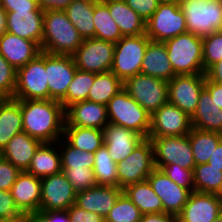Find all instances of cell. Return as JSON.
Returning <instances> with one entry per match:
<instances>
[{
  "label": "cell",
  "instance_id": "cell-1",
  "mask_svg": "<svg viewBox=\"0 0 222 222\" xmlns=\"http://www.w3.org/2000/svg\"><path fill=\"white\" fill-rule=\"evenodd\" d=\"M23 131L42 143L63 137L65 109L56 100H20Z\"/></svg>",
  "mask_w": 222,
  "mask_h": 222
},
{
  "label": "cell",
  "instance_id": "cell-2",
  "mask_svg": "<svg viewBox=\"0 0 222 222\" xmlns=\"http://www.w3.org/2000/svg\"><path fill=\"white\" fill-rule=\"evenodd\" d=\"M83 40L65 11L44 12L41 51L53 55L72 56Z\"/></svg>",
  "mask_w": 222,
  "mask_h": 222
},
{
  "label": "cell",
  "instance_id": "cell-3",
  "mask_svg": "<svg viewBox=\"0 0 222 222\" xmlns=\"http://www.w3.org/2000/svg\"><path fill=\"white\" fill-rule=\"evenodd\" d=\"M164 43L176 75L206 73L203 69L202 37L186 32Z\"/></svg>",
  "mask_w": 222,
  "mask_h": 222
},
{
  "label": "cell",
  "instance_id": "cell-4",
  "mask_svg": "<svg viewBox=\"0 0 222 222\" xmlns=\"http://www.w3.org/2000/svg\"><path fill=\"white\" fill-rule=\"evenodd\" d=\"M187 32L204 37L222 28V0H180Z\"/></svg>",
  "mask_w": 222,
  "mask_h": 222
},
{
  "label": "cell",
  "instance_id": "cell-5",
  "mask_svg": "<svg viewBox=\"0 0 222 222\" xmlns=\"http://www.w3.org/2000/svg\"><path fill=\"white\" fill-rule=\"evenodd\" d=\"M109 123L122 126L148 138L151 115L122 89L106 105Z\"/></svg>",
  "mask_w": 222,
  "mask_h": 222
},
{
  "label": "cell",
  "instance_id": "cell-6",
  "mask_svg": "<svg viewBox=\"0 0 222 222\" xmlns=\"http://www.w3.org/2000/svg\"><path fill=\"white\" fill-rule=\"evenodd\" d=\"M15 100H49L45 52L16 70Z\"/></svg>",
  "mask_w": 222,
  "mask_h": 222
},
{
  "label": "cell",
  "instance_id": "cell-7",
  "mask_svg": "<svg viewBox=\"0 0 222 222\" xmlns=\"http://www.w3.org/2000/svg\"><path fill=\"white\" fill-rule=\"evenodd\" d=\"M151 39L146 34L123 36L115 43L111 72L122 82L141 73L146 47Z\"/></svg>",
  "mask_w": 222,
  "mask_h": 222
},
{
  "label": "cell",
  "instance_id": "cell-8",
  "mask_svg": "<svg viewBox=\"0 0 222 222\" xmlns=\"http://www.w3.org/2000/svg\"><path fill=\"white\" fill-rule=\"evenodd\" d=\"M123 89L150 115L168 103V82L138 73L123 82Z\"/></svg>",
  "mask_w": 222,
  "mask_h": 222
},
{
  "label": "cell",
  "instance_id": "cell-9",
  "mask_svg": "<svg viewBox=\"0 0 222 222\" xmlns=\"http://www.w3.org/2000/svg\"><path fill=\"white\" fill-rule=\"evenodd\" d=\"M154 169L153 146L147 138L125 160L117 163L118 187L125 189L131 184L145 181Z\"/></svg>",
  "mask_w": 222,
  "mask_h": 222
},
{
  "label": "cell",
  "instance_id": "cell-10",
  "mask_svg": "<svg viewBox=\"0 0 222 222\" xmlns=\"http://www.w3.org/2000/svg\"><path fill=\"white\" fill-rule=\"evenodd\" d=\"M186 32L185 16L179 3L158 4L157 10L146 21L145 34L153 41L165 42Z\"/></svg>",
  "mask_w": 222,
  "mask_h": 222
},
{
  "label": "cell",
  "instance_id": "cell-11",
  "mask_svg": "<svg viewBox=\"0 0 222 222\" xmlns=\"http://www.w3.org/2000/svg\"><path fill=\"white\" fill-rule=\"evenodd\" d=\"M114 50V42L87 38L72 56L77 69L97 74L111 70Z\"/></svg>",
  "mask_w": 222,
  "mask_h": 222
},
{
  "label": "cell",
  "instance_id": "cell-12",
  "mask_svg": "<svg viewBox=\"0 0 222 222\" xmlns=\"http://www.w3.org/2000/svg\"><path fill=\"white\" fill-rule=\"evenodd\" d=\"M148 139L153 146L155 166L179 164L182 168L194 169L196 164L188 135Z\"/></svg>",
  "mask_w": 222,
  "mask_h": 222
},
{
  "label": "cell",
  "instance_id": "cell-13",
  "mask_svg": "<svg viewBox=\"0 0 222 222\" xmlns=\"http://www.w3.org/2000/svg\"><path fill=\"white\" fill-rule=\"evenodd\" d=\"M206 74L175 75L168 81V102L192 117L196 111Z\"/></svg>",
  "mask_w": 222,
  "mask_h": 222
},
{
  "label": "cell",
  "instance_id": "cell-14",
  "mask_svg": "<svg viewBox=\"0 0 222 222\" xmlns=\"http://www.w3.org/2000/svg\"><path fill=\"white\" fill-rule=\"evenodd\" d=\"M76 193L63 172L43 177L40 211L68 210L76 202Z\"/></svg>",
  "mask_w": 222,
  "mask_h": 222
},
{
  "label": "cell",
  "instance_id": "cell-15",
  "mask_svg": "<svg viewBox=\"0 0 222 222\" xmlns=\"http://www.w3.org/2000/svg\"><path fill=\"white\" fill-rule=\"evenodd\" d=\"M191 129V117L168 102L151 115L148 138L188 135Z\"/></svg>",
  "mask_w": 222,
  "mask_h": 222
},
{
  "label": "cell",
  "instance_id": "cell-16",
  "mask_svg": "<svg viewBox=\"0 0 222 222\" xmlns=\"http://www.w3.org/2000/svg\"><path fill=\"white\" fill-rule=\"evenodd\" d=\"M49 99L61 101L73 81L76 65L71 55H53L45 52Z\"/></svg>",
  "mask_w": 222,
  "mask_h": 222
},
{
  "label": "cell",
  "instance_id": "cell-17",
  "mask_svg": "<svg viewBox=\"0 0 222 222\" xmlns=\"http://www.w3.org/2000/svg\"><path fill=\"white\" fill-rule=\"evenodd\" d=\"M147 180L161 198L164 212L177 216L187 203L191 192L176 184L158 168L151 172Z\"/></svg>",
  "mask_w": 222,
  "mask_h": 222
},
{
  "label": "cell",
  "instance_id": "cell-18",
  "mask_svg": "<svg viewBox=\"0 0 222 222\" xmlns=\"http://www.w3.org/2000/svg\"><path fill=\"white\" fill-rule=\"evenodd\" d=\"M221 213L222 200L217 194L193 191L176 217L179 222H212Z\"/></svg>",
  "mask_w": 222,
  "mask_h": 222
},
{
  "label": "cell",
  "instance_id": "cell-19",
  "mask_svg": "<svg viewBox=\"0 0 222 222\" xmlns=\"http://www.w3.org/2000/svg\"><path fill=\"white\" fill-rule=\"evenodd\" d=\"M43 10H16L6 13V31L34 41L40 48L43 39Z\"/></svg>",
  "mask_w": 222,
  "mask_h": 222
},
{
  "label": "cell",
  "instance_id": "cell-20",
  "mask_svg": "<svg viewBox=\"0 0 222 222\" xmlns=\"http://www.w3.org/2000/svg\"><path fill=\"white\" fill-rule=\"evenodd\" d=\"M10 192L22 214H37L40 211L41 178L27 171H21Z\"/></svg>",
  "mask_w": 222,
  "mask_h": 222
},
{
  "label": "cell",
  "instance_id": "cell-21",
  "mask_svg": "<svg viewBox=\"0 0 222 222\" xmlns=\"http://www.w3.org/2000/svg\"><path fill=\"white\" fill-rule=\"evenodd\" d=\"M102 131L104 145L115 163L125 160L145 139L130 129L112 123H108Z\"/></svg>",
  "mask_w": 222,
  "mask_h": 222
},
{
  "label": "cell",
  "instance_id": "cell-22",
  "mask_svg": "<svg viewBox=\"0 0 222 222\" xmlns=\"http://www.w3.org/2000/svg\"><path fill=\"white\" fill-rule=\"evenodd\" d=\"M109 123L106 105L88 100L73 103L65 109V125L103 129Z\"/></svg>",
  "mask_w": 222,
  "mask_h": 222
},
{
  "label": "cell",
  "instance_id": "cell-23",
  "mask_svg": "<svg viewBox=\"0 0 222 222\" xmlns=\"http://www.w3.org/2000/svg\"><path fill=\"white\" fill-rule=\"evenodd\" d=\"M122 193L123 189L117 186L96 185L77 192L75 204L105 219Z\"/></svg>",
  "mask_w": 222,
  "mask_h": 222
},
{
  "label": "cell",
  "instance_id": "cell-24",
  "mask_svg": "<svg viewBox=\"0 0 222 222\" xmlns=\"http://www.w3.org/2000/svg\"><path fill=\"white\" fill-rule=\"evenodd\" d=\"M41 48L29 39L5 32L0 37V54L15 69L24 67L40 54Z\"/></svg>",
  "mask_w": 222,
  "mask_h": 222
},
{
  "label": "cell",
  "instance_id": "cell-25",
  "mask_svg": "<svg viewBox=\"0 0 222 222\" xmlns=\"http://www.w3.org/2000/svg\"><path fill=\"white\" fill-rule=\"evenodd\" d=\"M141 73L167 82L176 75L164 42L149 41L141 64Z\"/></svg>",
  "mask_w": 222,
  "mask_h": 222
},
{
  "label": "cell",
  "instance_id": "cell-26",
  "mask_svg": "<svg viewBox=\"0 0 222 222\" xmlns=\"http://www.w3.org/2000/svg\"><path fill=\"white\" fill-rule=\"evenodd\" d=\"M191 124L198 130L222 134V109L218 108L205 87L200 93L196 111L191 117Z\"/></svg>",
  "mask_w": 222,
  "mask_h": 222
},
{
  "label": "cell",
  "instance_id": "cell-27",
  "mask_svg": "<svg viewBox=\"0 0 222 222\" xmlns=\"http://www.w3.org/2000/svg\"><path fill=\"white\" fill-rule=\"evenodd\" d=\"M41 144L42 142L22 131L16 134L3 148V157L20 171H26Z\"/></svg>",
  "mask_w": 222,
  "mask_h": 222
},
{
  "label": "cell",
  "instance_id": "cell-28",
  "mask_svg": "<svg viewBox=\"0 0 222 222\" xmlns=\"http://www.w3.org/2000/svg\"><path fill=\"white\" fill-rule=\"evenodd\" d=\"M109 9L114 22L123 36L145 34L146 21L142 19L124 0H102Z\"/></svg>",
  "mask_w": 222,
  "mask_h": 222
},
{
  "label": "cell",
  "instance_id": "cell-29",
  "mask_svg": "<svg viewBox=\"0 0 222 222\" xmlns=\"http://www.w3.org/2000/svg\"><path fill=\"white\" fill-rule=\"evenodd\" d=\"M26 171L38 178L62 172L58 141L57 143H42L33 155Z\"/></svg>",
  "mask_w": 222,
  "mask_h": 222
},
{
  "label": "cell",
  "instance_id": "cell-30",
  "mask_svg": "<svg viewBox=\"0 0 222 222\" xmlns=\"http://www.w3.org/2000/svg\"><path fill=\"white\" fill-rule=\"evenodd\" d=\"M22 131L20 100L0 99V147L3 149L16 134Z\"/></svg>",
  "mask_w": 222,
  "mask_h": 222
},
{
  "label": "cell",
  "instance_id": "cell-31",
  "mask_svg": "<svg viewBox=\"0 0 222 222\" xmlns=\"http://www.w3.org/2000/svg\"><path fill=\"white\" fill-rule=\"evenodd\" d=\"M123 192L142 214L164 212L161 198L155 193L148 180L131 184L123 189Z\"/></svg>",
  "mask_w": 222,
  "mask_h": 222
},
{
  "label": "cell",
  "instance_id": "cell-32",
  "mask_svg": "<svg viewBox=\"0 0 222 222\" xmlns=\"http://www.w3.org/2000/svg\"><path fill=\"white\" fill-rule=\"evenodd\" d=\"M69 145L89 153H95L103 144L102 129L64 126L63 137Z\"/></svg>",
  "mask_w": 222,
  "mask_h": 222
},
{
  "label": "cell",
  "instance_id": "cell-33",
  "mask_svg": "<svg viewBox=\"0 0 222 222\" xmlns=\"http://www.w3.org/2000/svg\"><path fill=\"white\" fill-rule=\"evenodd\" d=\"M94 2L95 0H74L64 10L83 39L94 38Z\"/></svg>",
  "mask_w": 222,
  "mask_h": 222
},
{
  "label": "cell",
  "instance_id": "cell-34",
  "mask_svg": "<svg viewBox=\"0 0 222 222\" xmlns=\"http://www.w3.org/2000/svg\"><path fill=\"white\" fill-rule=\"evenodd\" d=\"M196 165L207 163L216 146L222 141V134L198 130L192 127L188 133Z\"/></svg>",
  "mask_w": 222,
  "mask_h": 222
},
{
  "label": "cell",
  "instance_id": "cell-35",
  "mask_svg": "<svg viewBox=\"0 0 222 222\" xmlns=\"http://www.w3.org/2000/svg\"><path fill=\"white\" fill-rule=\"evenodd\" d=\"M93 23L96 39L117 43L123 37L109 13L108 6L102 0L94 2Z\"/></svg>",
  "mask_w": 222,
  "mask_h": 222
},
{
  "label": "cell",
  "instance_id": "cell-36",
  "mask_svg": "<svg viewBox=\"0 0 222 222\" xmlns=\"http://www.w3.org/2000/svg\"><path fill=\"white\" fill-rule=\"evenodd\" d=\"M123 89V82L111 71L95 74L93 86L88 93V101L107 105Z\"/></svg>",
  "mask_w": 222,
  "mask_h": 222
},
{
  "label": "cell",
  "instance_id": "cell-37",
  "mask_svg": "<svg viewBox=\"0 0 222 222\" xmlns=\"http://www.w3.org/2000/svg\"><path fill=\"white\" fill-rule=\"evenodd\" d=\"M93 171L97 185L118 187L117 163L112 160L104 144L94 153Z\"/></svg>",
  "mask_w": 222,
  "mask_h": 222
},
{
  "label": "cell",
  "instance_id": "cell-38",
  "mask_svg": "<svg viewBox=\"0 0 222 222\" xmlns=\"http://www.w3.org/2000/svg\"><path fill=\"white\" fill-rule=\"evenodd\" d=\"M222 188V168L208 163L194 167V191L218 194Z\"/></svg>",
  "mask_w": 222,
  "mask_h": 222
},
{
  "label": "cell",
  "instance_id": "cell-39",
  "mask_svg": "<svg viewBox=\"0 0 222 222\" xmlns=\"http://www.w3.org/2000/svg\"><path fill=\"white\" fill-rule=\"evenodd\" d=\"M94 80L95 73L76 69L73 81L68 86L66 96L60 101L64 109L73 103L87 100Z\"/></svg>",
  "mask_w": 222,
  "mask_h": 222
},
{
  "label": "cell",
  "instance_id": "cell-40",
  "mask_svg": "<svg viewBox=\"0 0 222 222\" xmlns=\"http://www.w3.org/2000/svg\"><path fill=\"white\" fill-rule=\"evenodd\" d=\"M61 142V143H60ZM62 168L94 167V153L82 151L69 145L63 138L58 141Z\"/></svg>",
  "mask_w": 222,
  "mask_h": 222
},
{
  "label": "cell",
  "instance_id": "cell-41",
  "mask_svg": "<svg viewBox=\"0 0 222 222\" xmlns=\"http://www.w3.org/2000/svg\"><path fill=\"white\" fill-rule=\"evenodd\" d=\"M142 213L123 192L104 222H140Z\"/></svg>",
  "mask_w": 222,
  "mask_h": 222
},
{
  "label": "cell",
  "instance_id": "cell-42",
  "mask_svg": "<svg viewBox=\"0 0 222 222\" xmlns=\"http://www.w3.org/2000/svg\"><path fill=\"white\" fill-rule=\"evenodd\" d=\"M203 69L206 72L212 65L222 60V32L216 31L202 37Z\"/></svg>",
  "mask_w": 222,
  "mask_h": 222
},
{
  "label": "cell",
  "instance_id": "cell-43",
  "mask_svg": "<svg viewBox=\"0 0 222 222\" xmlns=\"http://www.w3.org/2000/svg\"><path fill=\"white\" fill-rule=\"evenodd\" d=\"M62 172L73 185L76 192L87 190L97 185L92 168H62Z\"/></svg>",
  "mask_w": 222,
  "mask_h": 222
},
{
  "label": "cell",
  "instance_id": "cell-44",
  "mask_svg": "<svg viewBox=\"0 0 222 222\" xmlns=\"http://www.w3.org/2000/svg\"><path fill=\"white\" fill-rule=\"evenodd\" d=\"M161 169L167 177L179 186L194 191V169L182 168L179 164H171L167 166H155Z\"/></svg>",
  "mask_w": 222,
  "mask_h": 222
},
{
  "label": "cell",
  "instance_id": "cell-45",
  "mask_svg": "<svg viewBox=\"0 0 222 222\" xmlns=\"http://www.w3.org/2000/svg\"><path fill=\"white\" fill-rule=\"evenodd\" d=\"M16 70L0 54V99L13 98Z\"/></svg>",
  "mask_w": 222,
  "mask_h": 222
},
{
  "label": "cell",
  "instance_id": "cell-46",
  "mask_svg": "<svg viewBox=\"0 0 222 222\" xmlns=\"http://www.w3.org/2000/svg\"><path fill=\"white\" fill-rule=\"evenodd\" d=\"M21 171L8 160L0 161V190L10 191Z\"/></svg>",
  "mask_w": 222,
  "mask_h": 222
},
{
  "label": "cell",
  "instance_id": "cell-47",
  "mask_svg": "<svg viewBox=\"0 0 222 222\" xmlns=\"http://www.w3.org/2000/svg\"><path fill=\"white\" fill-rule=\"evenodd\" d=\"M21 214L15 205L11 192L0 190V220L13 219Z\"/></svg>",
  "mask_w": 222,
  "mask_h": 222
},
{
  "label": "cell",
  "instance_id": "cell-48",
  "mask_svg": "<svg viewBox=\"0 0 222 222\" xmlns=\"http://www.w3.org/2000/svg\"><path fill=\"white\" fill-rule=\"evenodd\" d=\"M142 19L147 21L157 10V0H124Z\"/></svg>",
  "mask_w": 222,
  "mask_h": 222
},
{
  "label": "cell",
  "instance_id": "cell-49",
  "mask_svg": "<svg viewBox=\"0 0 222 222\" xmlns=\"http://www.w3.org/2000/svg\"><path fill=\"white\" fill-rule=\"evenodd\" d=\"M68 215L70 217V222H104V218L97 213L86 211L76 204L68 208Z\"/></svg>",
  "mask_w": 222,
  "mask_h": 222
},
{
  "label": "cell",
  "instance_id": "cell-50",
  "mask_svg": "<svg viewBox=\"0 0 222 222\" xmlns=\"http://www.w3.org/2000/svg\"><path fill=\"white\" fill-rule=\"evenodd\" d=\"M0 4L6 13L16 10H42L37 0H1Z\"/></svg>",
  "mask_w": 222,
  "mask_h": 222
},
{
  "label": "cell",
  "instance_id": "cell-51",
  "mask_svg": "<svg viewBox=\"0 0 222 222\" xmlns=\"http://www.w3.org/2000/svg\"><path fill=\"white\" fill-rule=\"evenodd\" d=\"M37 215L43 222H70L68 210L39 211Z\"/></svg>",
  "mask_w": 222,
  "mask_h": 222
},
{
  "label": "cell",
  "instance_id": "cell-52",
  "mask_svg": "<svg viewBox=\"0 0 222 222\" xmlns=\"http://www.w3.org/2000/svg\"><path fill=\"white\" fill-rule=\"evenodd\" d=\"M74 0H37L39 7L43 11H64Z\"/></svg>",
  "mask_w": 222,
  "mask_h": 222
},
{
  "label": "cell",
  "instance_id": "cell-53",
  "mask_svg": "<svg viewBox=\"0 0 222 222\" xmlns=\"http://www.w3.org/2000/svg\"><path fill=\"white\" fill-rule=\"evenodd\" d=\"M205 88L209 91L218 108L222 109V84L212 82L206 77Z\"/></svg>",
  "mask_w": 222,
  "mask_h": 222
},
{
  "label": "cell",
  "instance_id": "cell-54",
  "mask_svg": "<svg viewBox=\"0 0 222 222\" xmlns=\"http://www.w3.org/2000/svg\"><path fill=\"white\" fill-rule=\"evenodd\" d=\"M176 220V216L162 212L142 214L140 222H175Z\"/></svg>",
  "mask_w": 222,
  "mask_h": 222
},
{
  "label": "cell",
  "instance_id": "cell-55",
  "mask_svg": "<svg viewBox=\"0 0 222 222\" xmlns=\"http://www.w3.org/2000/svg\"><path fill=\"white\" fill-rule=\"evenodd\" d=\"M205 74L210 81L222 84V60L212 65Z\"/></svg>",
  "mask_w": 222,
  "mask_h": 222
},
{
  "label": "cell",
  "instance_id": "cell-56",
  "mask_svg": "<svg viewBox=\"0 0 222 222\" xmlns=\"http://www.w3.org/2000/svg\"><path fill=\"white\" fill-rule=\"evenodd\" d=\"M207 163L212 167L222 168V141L216 146Z\"/></svg>",
  "mask_w": 222,
  "mask_h": 222
},
{
  "label": "cell",
  "instance_id": "cell-57",
  "mask_svg": "<svg viewBox=\"0 0 222 222\" xmlns=\"http://www.w3.org/2000/svg\"><path fill=\"white\" fill-rule=\"evenodd\" d=\"M6 32V12L0 4V37Z\"/></svg>",
  "mask_w": 222,
  "mask_h": 222
},
{
  "label": "cell",
  "instance_id": "cell-58",
  "mask_svg": "<svg viewBox=\"0 0 222 222\" xmlns=\"http://www.w3.org/2000/svg\"><path fill=\"white\" fill-rule=\"evenodd\" d=\"M25 222H43L37 214H25Z\"/></svg>",
  "mask_w": 222,
  "mask_h": 222
},
{
  "label": "cell",
  "instance_id": "cell-59",
  "mask_svg": "<svg viewBox=\"0 0 222 222\" xmlns=\"http://www.w3.org/2000/svg\"><path fill=\"white\" fill-rule=\"evenodd\" d=\"M0 222H25V214H21L20 216L13 219L0 220Z\"/></svg>",
  "mask_w": 222,
  "mask_h": 222
},
{
  "label": "cell",
  "instance_id": "cell-60",
  "mask_svg": "<svg viewBox=\"0 0 222 222\" xmlns=\"http://www.w3.org/2000/svg\"><path fill=\"white\" fill-rule=\"evenodd\" d=\"M157 1L159 4H162V3L176 4L180 2V0H157Z\"/></svg>",
  "mask_w": 222,
  "mask_h": 222
},
{
  "label": "cell",
  "instance_id": "cell-61",
  "mask_svg": "<svg viewBox=\"0 0 222 222\" xmlns=\"http://www.w3.org/2000/svg\"><path fill=\"white\" fill-rule=\"evenodd\" d=\"M212 222H222V213L216 217Z\"/></svg>",
  "mask_w": 222,
  "mask_h": 222
},
{
  "label": "cell",
  "instance_id": "cell-62",
  "mask_svg": "<svg viewBox=\"0 0 222 222\" xmlns=\"http://www.w3.org/2000/svg\"><path fill=\"white\" fill-rule=\"evenodd\" d=\"M3 149L0 147V161L3 159Z\"/></svg>",
  "mask_w": 222,
  "mask_h": 222
},
{
  "label": "cell",
  "instance_id": "cell-63",
  "mask_svg": "<svg viewBox=\"0 0 222 222\" xmlns=\"http://www.w3.org/2000/svg\"><path fill=\"white\" fill-rule=\"evenodd\" d=\"M220 198H221V200H222V188H221V190H220V192L217 194Z\"/></svg>",
  "mask_w": 222,
  "mask_h": 222
}]
</instances>
